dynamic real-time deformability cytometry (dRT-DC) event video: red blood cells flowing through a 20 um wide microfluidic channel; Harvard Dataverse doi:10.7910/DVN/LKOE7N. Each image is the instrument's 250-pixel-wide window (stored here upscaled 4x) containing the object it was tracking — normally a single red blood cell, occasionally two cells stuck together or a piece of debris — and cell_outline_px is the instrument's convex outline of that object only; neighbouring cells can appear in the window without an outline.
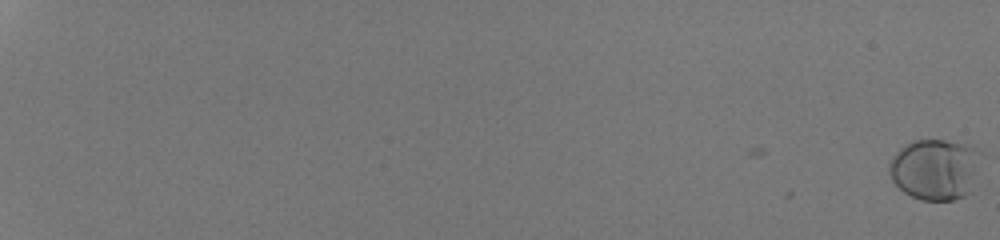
{"species": "human", "species_latin": "Homo sapiens", "temperature_condition": "room temperature", "stored_images_in_passage": 56, "camera_frame_rate_fps": 3000, "um_per_image_px": 0.085, "donor": {"sex": "male"}, "frame": {"image": 1, "passage_image": 1, "time_ms": 0.0, "image_size_px": [1000, 240], "cell_outline_px": [[980, 152], [972, 192], [964, 196], [952, 200], [920, 200], [904, 192], [892, 180], [888, 172], [888, 164], [892, 156], [900, 148], [912, 140], [944, 140], [972, 144]], "centroid_in_image_um": [79.47, 14.38], "position_along_channel_um": 5.5, "area_um2": 32.89}}
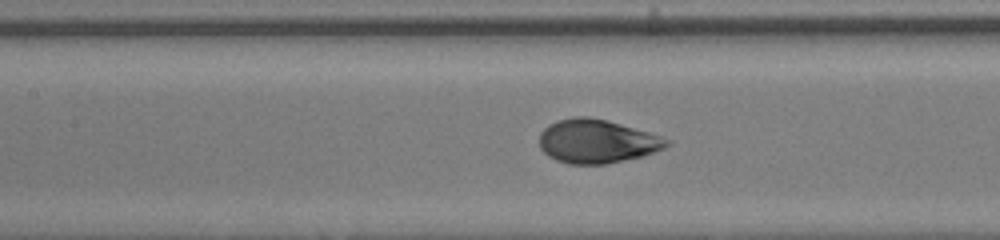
{"frame": {"image": 2, "passage_image": 33, "time_ms": 10.667, "image_size_px": [1000, 240], "cell_outline_px": [[672, 144], [664, 148], [640, 156], [624, 160], [604, 164], [568, 164], [556, 160], [548, 156], [540, 148], [540, 132], [548, 124], [556, 120], [572, 116], [588, 116], [608, 120], [664, 136], [672, 140]], "centroid_in_image_um": [50.74, 11.99], "position_along_channel_um": 156.7, "area_um2": 32.77}}
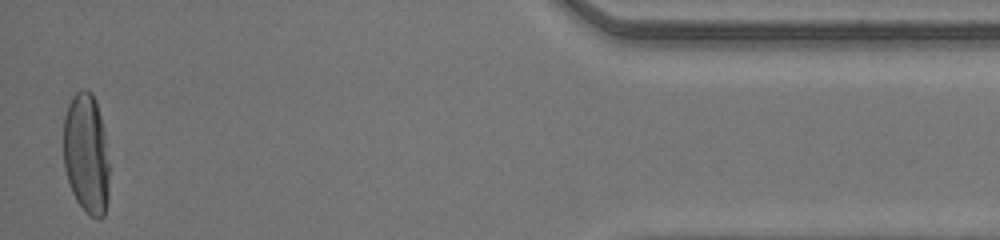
{"frame": {"image": 3, "passage_image": 56, "time_ms": 18.333, "image_size_px": [1000, 240], "cell_outline_px": [[108, 200], [104, 216], [100, 220], [84, 212], [76, 200], [72, 192], [64, 168], [64, 116], [68, 104], [72, 96], [80, 88], [88, 88], [92, 92], [96, 100], [104, 128], [108, 164]], "centroid_in_image_um": [7.33, 13.05], "position_along_channel_um": 427.9, "area_um2": 32.6}, "authors_computed_cell_mechanics": {"area_um2": 32.079, "velocity_mm_per_s": 4.2321, "shape_relaxation_time_tau1_ms": 3.2488, "shape_relaxation_time_tau2_ms": null, "deformation_change_tau1": 0.1629, "deformation_change_tau2": null}}